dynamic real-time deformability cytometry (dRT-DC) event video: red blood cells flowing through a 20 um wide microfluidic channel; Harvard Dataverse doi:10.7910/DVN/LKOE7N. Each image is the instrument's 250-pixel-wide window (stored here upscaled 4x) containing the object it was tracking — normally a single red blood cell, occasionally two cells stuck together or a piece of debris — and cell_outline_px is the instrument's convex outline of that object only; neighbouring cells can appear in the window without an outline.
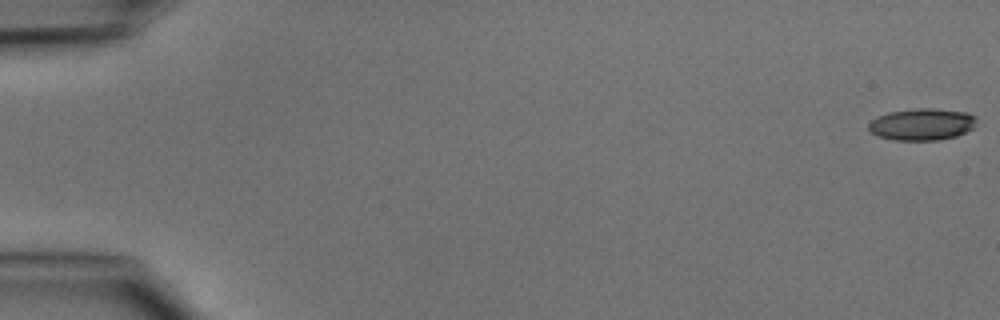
{"species": "common noctule bat (a hibernating species)", "species_latin": "Nyctalus noctula", "temperature_condition": "cold", "stored_images_in_passage": 8, "camera_frame_rate_fps": 3000, "um_per_image_px": 0.085, "animal": {"sex": "male", "body_mass_g": 15.6}, "frame": {"image": 1, "passage_image": 1, "time_ms": 0.0, "image_size_px": [1000, 320], "cell_outline_px": [[976, 120], [972, 128], [956, 136], [936, 140], [892, 140], [876, 136], [868, 128], [868, 124], [872, 120], [888, 112], [916, 108], [932, 108], [968, 112], [976, 116]], "centroid_in_image_um": [78.36, 10.56], "position_along_channel_um": 6.6, "area_um2": 20.0}}